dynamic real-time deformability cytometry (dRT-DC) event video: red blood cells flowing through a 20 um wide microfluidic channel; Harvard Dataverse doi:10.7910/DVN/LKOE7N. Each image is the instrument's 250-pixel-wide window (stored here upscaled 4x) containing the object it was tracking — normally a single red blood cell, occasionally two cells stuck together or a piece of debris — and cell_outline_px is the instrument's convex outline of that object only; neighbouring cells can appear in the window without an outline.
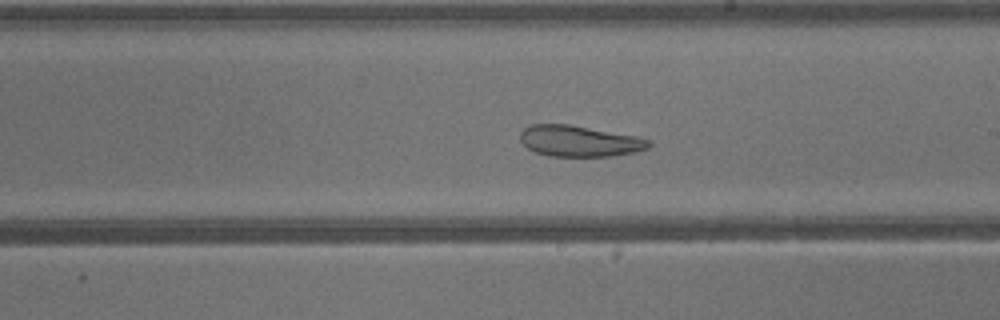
{"species": "common noctule bat (a hibernating species)", "species_latin": "Nyctalus noctula", "temperature_condition": "warm", "stored_images_in_passage": 41, "camera_frame_rate_fps": 3000, "um_per_image_px": 0.085, "animal": {"sex": "male", "body_mass_g": 13.3}, "frame": {"image": 1, "passage_image": 24, "time_ms": 7.667, "image_size_px": [1000, 320], "cell_outline_px": [[652, 144], [648, 148], [636, 152], [612, 156], [548, 156], [536, 152], [528, 148], [520, 140], [520, 132], [528, 124], [568, 124], [636, 136], [652, 140]], "centroid_in_image_um": [49.25, 11.99], "position_along_channel_um": 239.7, "area_um2": 23.35}}